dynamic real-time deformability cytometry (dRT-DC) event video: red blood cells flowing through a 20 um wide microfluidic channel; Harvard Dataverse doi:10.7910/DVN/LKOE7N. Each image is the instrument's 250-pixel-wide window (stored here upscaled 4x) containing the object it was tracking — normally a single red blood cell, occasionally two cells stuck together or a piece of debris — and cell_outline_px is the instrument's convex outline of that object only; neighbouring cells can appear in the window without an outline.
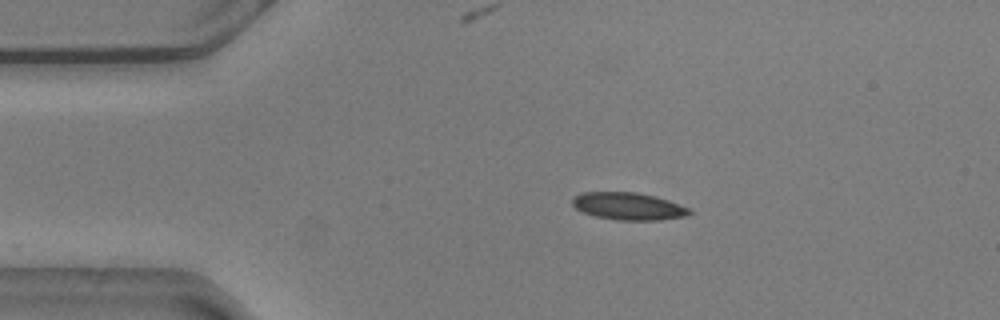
{"species": "common noctule bat (a hibernating species)", "species_latin": "Nyctalus noctula", "temperature_condition": "warm", "stored_images_in_passage": 31, "camera_frame_rate_fps": 3000, "um_per_image_px": 0.085, "animal": {"sex": "male", "body_mass_g": 20.5, "forearm_length_mm": 52.5}, "frame": {"image": 1, "passage_image": 1, "time_ms": 0.0, "image_size_px": [1000, 320], "cell_outline_px": [[692, 212], [688, 216], [660, 220], [620, 220], [596, 216], [584, 212], [576, 208], [572, 204], [572, 200], [580, 192], [636, 192], [668, 200], [688, 208]], "centroid_in_image_um": [53.42, 17.53], "position_along_channel_um": 31.6, "area_um2": 18.44}}
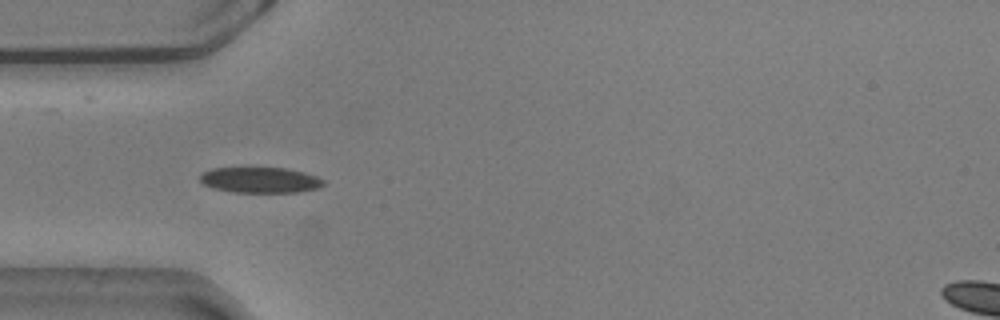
{"frame": {"image": 2, "passage_image": 7, "time_ms": 2.0, "image_size_px": [1000, 320], "cell_outline_px": [[324, 184], [316, 188], [296, 192], [232, 192], [212, 188], [204, 184], [200, 180], [200, 176], [204, 172], [212, 168], [288, 168], [304, 172], [316, 176], [324, 180]], "centroid_in_image_um": [22.1, 15.3], "position_along_channel_um": 62.9, "area_um2": 18.32}}
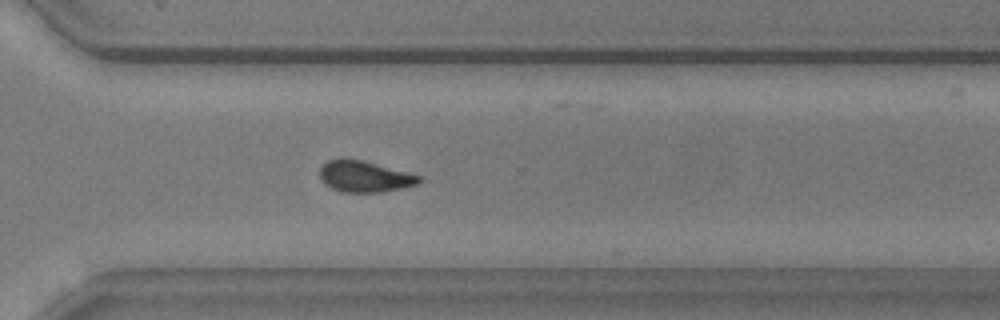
{"frame": {"image": 3, "passage_image": 30, "time_ms": 9.667, "image_size_px": [1000, 320], "cell_outline_px": [[424, 176], [416, 184], [400, 188], [380, 192], [340, 192], [324, 184], [320, 180], [320, 168], [328, 160], [340, 156], [364, 160]], "centroid_in_image_um": [30.95, 14.97], "position_along_channel_um": 339.6, "area_um2": 18.44}}